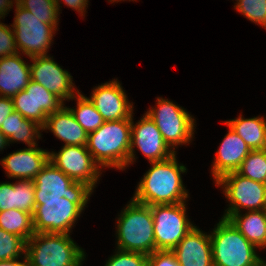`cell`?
Wrapping results in <instances>:
<instances>
[{
  "mask_svg": "<svg viewBox=\"0 0 266 266\" xmlns=\"http://www.w3.org/2000/svg\"><path fill=\"white\" fill-rule=\"evenodd\" d=\"M86 205L74 204L64 197L62 200L43 201V204H35L32 214L34 232L70 234Z\"/></svg>",
  "mask_w": 266,
  "mask_h": 266,
  "instance_id": "obj_11",
  "label": "cell"
},
{
  "mask_svg": "<svg viewBox=\"0 0 266 266\" xmlns=\"http://www.w3.org/2000/svg\"><path fill=\"white\" fill-rule=\"evenodd\" d=\"M228 128L211 167L215 181L226 173L236 171L251 151L245 141L229 126Z\"/></svg>",
  "mask_w": 266,
  "mask_h": 266,
  "instance_id": "obj_19",
  "label": "cell"
},
{
  "mask_svg": "<svg viewBox=\"0 0 266 266\" xmlns=\"http://www.w3.org/2000/svg\"><path fill=\"white\" fill-rule=\"evenodd\" d=\"M49 161L74 181L86 183L93 190L102 174L87 146H63L49 152Z\"/></svg>",
  "mask_w": 266,
  "mask_h": 266,
  "instance_id": "obj_12",
  "label": "cell"
},
{
  "mask_svg": "<svg viewBox=\"0 0 266 266\" xmlns=\"http://www.w3.org/2000/svg\"><path fill=\"white\" fill-rule=\"evenodd\" d=\"M17 0H0V19H4L5 15L8 14L13 4H16Z\"/></svg>",
  "mask_w": 266,
  "mask_h": 266,
  "instance_id": "obj_38",
  "label": "cell"
},
{
  "mask_svg": "<svg viewBox=\"0 0 266 266\" xmlns=\"http://www.w3.org/2000/svg\"><path fill=\"white\" fill-rule=\"evenodd\" d=\"M31 80L44 86L63 102L74 99L76 91L72 76L67 70L59 66L49 55L30 57ZM75 91V92H74Z\"/></svg>",
  "mask_w": 266,
  "mask_h": 266,
  "instance_id": "obj_15",
  "label": "cell"
},
{
  "mask_svg": "<svg viewBox=\"0 0 266 266\" xmlns=\"http://www.w3.org/2000/svg\"><path fill=\"white\" fill-rule=\"evenodd\" d=\"M171 251L180 266H214L210 234L196 226Z\"/></svg>",
  "mask_w": 266,
  "mask_h": 266,
  "instance_id": "obj_18",
  "label": "cell"
},
{
  "mask_svg": "<svg viewBox=\"0 0 266 266\" xmlns=\"http://www.w3.org/2000/svg\"><path fill=\"white\" fill-rule=\"evenodd\" d=\"M14 112L12 98L0 96V128L6 118Z\"/></svg>",
  "mask_w": 266,
  "mask_h": 266,
  "instance_id": "obj_36",
  "label": "cell"
},
{
  "mask_svg": "<svg viewBox=\"0 0 266 266\" xmlns=\"http://www.w3.org/2000/svg\"><path fill=\"white\" fill-rule=\"evenodd\" d=\"M18 209L17 191L14 183H0V212Z\"/></svg>",
  "mask_w": 266,
  "mask_h": 266,
  "instance_id": "obj_34",
  "label": "cell"
},
{
  "mask_svg": "<svg viewBox=\"0 0 266 266\" xmlns=\"http://www.w3.org/2000/svg\"><path fill=\"white\" fill-rule=\"evenodd\" d=\"M91 94L89 100L105 121L131 119L133 104L117 79L98 85Z\"/></svg>",
  "mask_w": 266,
  "mask_h": 266,
  "instance_id": "obj_16",
  "label": "cell"
},
{
  "mask_svg": "<svg viewBox=\"0 0 266 266\" xmlns=\"http://www.w3.org/2000/svg\"><path fill=\"white\" fill-rule=\"evenodd\" d=\"M0 228L28 241L34 235L32 215L19 209L0 212Z\"/></svg>",
  "mask_w": 266,
  "mask_h": 266,
  "instance_id": "obj_25",
  "label": "cell"
},
{
  "mask_svg": "<svg viewBox=\"0 0 266 266\" xmlns=\"http://www.w3.org/2000/svg\"><path fill=\"white\" fill-rule=\"evenodd\" d=\"M257 266H266V261L262 259Z\"/></svg>",
  "mask_w": 266,
  "mask_h": 266,
  "instance_id": "obj_41",
  "label": "cell"
},
{
  "mask_svg": "<svg viewBox=\"0 0 266 266\" xmlns=\"http://www.w3.org/2000/svg\"><path fill=\"white\" fill-rule=\"evenodd\" d=\"M130 200L118 215L116 248L149 256L155 252L154 222L150 206Z\"/></svg>",
  "mask_w": 266,
  "mask_h": 266,
  "instance_id": "obj_3",
  "label": "cell"
},
{
  "mask_svg": "<svg viewBox=\"0 0 266 266\" xmlns=\"http://www.w3.org/2000/svg\"><path fill=\"white\" fill-rule=\"evenodd\" d=\"M156 107L145 113L159 129L165 143L176 153L178 145L189 144L194 137L195 119L184 108L174 102L157 97Z\"/></svg>",
  "mask_w": 266,
  "mask_h": 266,
  "instance_id": "obj_7",
  "label": "cell"
},
{
  "mask_svg": "<svg viewBox=\"0 0 266 266\" xmlns=\"http://www.w3.org/2000/svg\"><path fill=\"white\" fill-rule=\"evenodd\" d=\"M8 139L6 138V136L0 131V151H2L4 148V146H8Z\"/></svg>",
  "mask_w": 266,
  "mask_h": 266,
  "instance_id": "obj_40",
  "label": "cell"
},
{
  "mask_svg": "<svg viewBox=\"0 0 266 266\" xmlns=\"http://www.w3.org/2000/svg\"><path fill=\"white\" fill-rule=\"evenodd\" d=\"M23 259L22 262L18 261L19 259L0 261V266H28L26 256H23Z\"/></svg>",
  "mask_w": 266,
  "mask_h": 266,
  "instance_id": "obj_39",
  "label": "cell"
},
{
  "mask_svg": "<svg viewBox=\"0 0 266 266\" xmlns=\"http://www.w3.org/2000/svg\"><path fill=\"white\" fill-rule=\"evenodd\" d=\"M134 147H137L149 162L163 161L175 154L165 143L155 122L147 114H144L136 124L133 122V115L131 117L128 166L135 161Z\"/></svg>",
  "mask_w": 266,
  "mask_h": 266,
  "instance_id": "obj_14",
  "label": "cell"
},
{
  "mask_svg": "<svg viewBox=\"0 0 266 266\" xmlns=\"http://www.w3.org/2000/svg\"><path fill=\"white\" fill-rule=\"evenodd\" d=\"M63 1L68 7L76 10L81 14V16H85L86 7L88 6V0H61ZM57 4L58 11H60V0H55Z\"/></svg>",
  "mask_w": 266,
  "mask_h": 266,
  "instance_id": "obj_37",
  "label": "cell"
},
{
  "mask_svg": "<svg viewBox=\"0 0 266 266\" xmlns=\"http://www.w3.org/2000/svg\"><path fill=\"white\" fill-rule=\"evenodd\" d=\"M35 204L43 201L68 199L74 204H87L93 189L86 183L74 181L50 161L33 179Z\"/></svg>",
  "mask_w": 266,
  "mask_h": 266,
  "instance_id": "obj_6",
  "label": "cell"
},
{
  "mask_svg": "<svg viewBox=\"0 0 266 266\" xmlns=\"http://www.w3.org/2000/svg\"><path fill=\"white\" fill-rule=\"evenodd\" d=\"M229 220L256 248L266 247V210L233 214Z\"/></svg>",
  "mask_w": 266,
  "mask_h": 266,
  "instance_id": "obj_23",
  "label": "cell"
},
{
  "mask_svg": "<svg viewBox=\"0 0 266 266\" xmlns=\"http://www.w3.org/2000/svg\"><path fill=\"white\" fill-rule=\"evenodd\" d=\"M148 266H180L171 250H156L148 256Z\"/></svg>",
  "mask_w": 266,
  "mask_h": 266,
  "instance_id": "obj_35",
  "label": "cell"
},
{
  "mask_svg": "<svg viewBox=\"0 0 266 266\" xmlns=\"http://www.w3.org/2000/svg\"><path fill=\"white\" fill-rule=\"evenodd\" d=\"M28 266H81L85 252L70 234L34 233L26 242Z\"/></svg>",
  "mask_w": 266,
  "mask_h": 266,
  "instance_id": "obj_4",
  "label": "cell"
},
{
  "mask_svg": "<svg viewBox=\"0 0 266 266\" xmlns=\"http://www.w3.org/2000/svg\"><path fill=\"white\" fill-rule=\"evenodd\" d=\"M14 111L42 127L50 114L58 111L64 102L41 84L30 81L28 86L12 97Z\"/></svg>",
  "mask_w": 266,
  "mask_h": 266,
  "instance_id": "obj_13",
  "label": "cell"
},
{
  "mask_svg": "<svg viewBox=\"0 0 266 266\" xmlns=\"http://www.w3.org/2000/svg\"><path fill=\"white\" fill-rule=\"evenodd\" d=\"M42 126L35 121L24 118L19 112H12L3 122L0 131L8 139V144L21 141L28 147H35L41 138Z\"/></svg>",
  "mask_w": 266,
  "mask_h": 266,
  "instance_id": "obj_22",
  "label": "cell"
},
{
  "mask_svg": "<svg viewBox=\"0 0 266 266\" xmlns=\"http://www.w3.org/2000/svg\"><path fill=\"white\" fill-rule=\"evenodd\" d=\"M236 172L251 180L266 184V149L251 150Z\"/></svg>",
  "mask_w": 266,
  "mask_h": 266,
  "instance_id": "obj_27",
  "label": "cell"
},
{
  "mask_svg": "<svg viewBox=\"0 0 266 266\" xmlns=\"http://www.w3.org/2000/svg\"><path fill=\"white\" fill-rule=\"evenodd\" d=\"M236 132L247 144L250 150L266 149V120L264 117L238 118L224 122Z\"/></svg>",
  "mask_w": 266,
  "mask_h": 266,
  "instance_id": "obj_24",
  "label": "cell"
},
{
  "mask_svg": "<svg viewBox=\"0 0 266 266\" xmlns=\"http://www.w3.org/2000/svg\"><path fill=\"white\" fill-rule=\"evenodd\" d=\"M154 222L155 251L172 250L192 230L186 215V202L150 206Z\"/></svg>",
  "mask_w": 266,
  "mask_h": 266,
  "instance_id": "obj_10",
  "label": "cell"
},
{
  "mask_svg": "<svg viewBox=\"0 0 266 266\" xmlns=\"http://www.w3.org/2000/svg\"><path fill=\"white\" fill-rule=\"evenodd\" d=\"M64 106L47 117L42 129L53 132L58 139L65 142V146H86L88 134L76 121L69 107Z\"/></svg>",
  "mask_w": 266,
  "mask_h": 266,
  "instance_id": "obj_21",
  "label": "cell"
},
{
  "mask_svg": "<svg viewBox=\"0 0 266 266\" xmlns=\"http://www.w3.org/2000/svg\"><path fill=\"white\" fill-rule=\"evenodd\" d=\"M108 1H110V2H120V1H122V0H108ZM124 1V0H123ZM129 1H131V0H129ZM132 1H134V0H132Z\"/></svg>",
  "mask_w": 266,
  "mask_h": 266,
  "instance_id": "obj_42",
  "label": "cell"
},
{
  "mask_svg": "<svg viewBox=\"0 0 266 266\" xmlns=\"http://www.w3.org/2000/svg\"><path fill=\"white\" fill-rule=\"evenodd\" d=\"M17 3L30 11L43 23L58 25L59 11L55 0H17Z\"/></svg>",
  "mask_w": 266,
  "mask_h": 266,
  "instance_id": "obj_28",
  "label": "cell"
},
{
  "mask_svg": "<svg viewBox=\"0 0 266 266\" xmlns=\"http://www.w3.org/2000/svg\"><path fill=\"white\" fill-rule=\"evenodd\" d=\"M115 255H112L105 266H148V256L141 253L122 251L116 249Z\"/></svg>",
  "mask_w": 266,
  "mask_h": 266,
  "instance_id": "obj_32",
  "label": "cell"
},
{
  "mask_svg": "<svg viewBox=\"0 0 266 266\" xmlns=\"http://www.w3.org/2000/svg\"><path fill=\"white\" fill-rule=\"evenodd\" d=\"M215 183L217 187H222L230 202L223 218L229 219L243 208L248 211L266 210V184L244 177L236 171L224 174Z\"/></svg>",
  "mask_w": 266,
  "mask_h": 266,
  "instance_id": "obj_9",
  "label": "cell"
},
{
  "mask_svg": "<svg viewBox=\"0 0 266 266\" xmlns=\"http://www.w3.org/2000/svg\"><path fill=\"white\" fill-rule=\"evenodd\" d=\"M150 164L152 167L138 183L132 199L149 206L186 202L189 196L181 173L187 170L183 164H178L176 153L166 160Z\"/></svg>",
  "mask_w": 266,
  "mask_h": 266,
  "instance_id": "obj_1",
  "label": "cell"
},
{
  "mask_svg": "<svg viewBox=\"0 0 266 266\" xmlns=\"http://www.w3.org/2000/svg\"><path fill=\"white\" fill-rule=\"evenodd\" d=\"M74 98L77 101V106L74 109H69L73 113L76 121L83 127L87 134L96 131L105 120L89 98L85 97L81 92H78Z\"/></svg>",
  "mask_w": 266,
  "mask_h": 266,
  "instance_id": "obj_26",
  "label": "cell"
},
{
  "mask_svg": "<svg viewBox=\"0 0 266 266\" xmlns=\"http://www.w3.org/2000/svg\"><path fill=\"white\" fill-rule=\"evenodd\" d=\"M14 185L15 191H17L18 209L32 215L35 209V186L33 180H19Z\"/></svg>",
  "mask_w": 266,
  "mask_h": 266,
  "instance_id": "obj_31",
  "label": "cell"
},
{
  "mask_svg": "<svg viewBox=\"0 0 266 266\" xmlns=\"http://www.w3.org/2000/svg\"><path fill=\"white\" fill-rule=\"evenodd\" d=\"M15 43L14 30L0 22V58L19 53Z\"/></svg>",
  "mask_w": 266,
  "mask_h": 266,
  "instance_id": "obj_33",
  "label": "cell"
},
{
  "mask_svg": "<svg viewBox=\"0 0 266 266\" xmlns=\"http://www.w3.org/2000/svg\"><path fill=\"white\" fill-rule=\"evenodd\" d=\"M15 6V18L10 26L14 30L17 50L29 58L47 55L58 25L43 23L18 3Z\"/></svg>",
  "mask_w": 266,
  "mask_h": 266,
  "instance_id": "obj_8",
  "label": "cell"
},
{
  "mask_svg": "<svg viewBox=\"0 0 266 266\" xmlns=\"http://www.w3.org/2000/svg\"><path fill=\"white\" fill-rule=\"evenodd\" d=\"M131 144V119L105 121L88 133L87 149L101 167L124 170L128 166Z\"/></svg>",
  "mask_w": 266,
  "mask_h": 266,
  "instance_id": "obj_2",
  "label": "cell"
},
{
  "mask_svg": "<svg viewBox=\"0 0 266 266\" xmlns=\"http://www.w3.org/2000/svg\"><path fill=\"white\" fill-rule=\"evenodd\" d=\"M20 53L0 58V96L12 98L31 81L30 64L24 62Z\"/></svg>",
  "mask_w": 266,
  "mask_h": 266,
  "instance_id": "obj_20",
  "label": "cell"
},
{
  "mask_svg": "<svg viewBox=\"0 0 266 266\" xmlns=\"http://www.w3.org/2000/svg\"><path fill=\"white\" fill-rule=\"evenodd\" d=\"M214 266H257L262 260L256 247L231 223L221 218L210 233Z\"/></svg>",
  "mask_w": 266,
  "mask_h": 266,
  "instance_id": "obj_5",
  "label": "cell"
},
{
  "mask_svg": "<svg viewBox=\"0 0 266 266\" xmlns=\"http://www.w3.org/2000/svg\"><path fill=\"white\" fill-rule=\"evenodd\" d=\"M0 162L9 178L33 180L49 162V151L29 147L8 154Z\"/></svg>",
  "mask_w": 266,
  "mask_h": 266,
  "instance_id": "obj_17",
  "label": "cell"
},
{
  "mask_svg": "<svg viewBox=\"0 0 266 266\" xmlns=\"http://www.w3.org/2000/svg\"><path fill=\"white\" fill-rule=\"evenodd\" d=\"M26 240L0 228V261L19 259L26 252Z\"/></svg>",
  "mask_w": 266,
  "mask_h": 266,
  "instance_id": "obj_29",
  "label": "cell"
},
{
  "mask_svg": "<svg viewBox=\"0 0 266 266\" xmlns=\"http://www.w3.org/2000/svg\"><path fill=\"white\" fill-rule=\"evenodd\" d=\"M234 8L248 20L266 29V0H237Z\"/></svg>",
  "mask_w": 266,
  "mask_h": 266,
  "instance_id": "obj_30",
  "label": "cell"
}]
</instances>
